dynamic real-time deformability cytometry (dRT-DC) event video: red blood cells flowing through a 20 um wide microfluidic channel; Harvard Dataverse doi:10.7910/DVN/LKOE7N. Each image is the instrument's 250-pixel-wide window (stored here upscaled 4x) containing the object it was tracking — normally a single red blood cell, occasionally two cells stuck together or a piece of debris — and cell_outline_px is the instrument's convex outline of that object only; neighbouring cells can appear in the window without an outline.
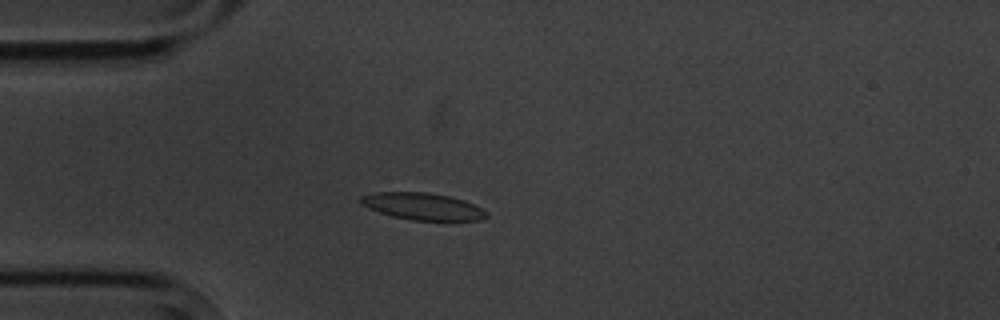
{"species": "common noctule bat (a hibernating species)", "species_latin": "Nyctalus noctula", "temperature_condition": "cold", "stored_images_in_passage": 5, "camera_frame_rate_fps": 3000, "um_per_image_px": 0.085, "animal": {"sex": "male", "body_mass_g": 20.1, "forearm_length_mm": 53.5}, "frame": {"image": 1, "passage_image": 5, "time_ms": 4.667, "image_size_px": [1000, 320], "cell_outline_px": [[488, 216], [480, 220], [412, 220], [392, 216], [368, 208], [360, 204], [360, 196], [376, 192], [428, 192], [448, 196], [464, 200], [488, 212]], "centroid_in_image_um": [35.9, 17.54], "position_along_channel_um": 49.1, "area_um2": 19.65}}